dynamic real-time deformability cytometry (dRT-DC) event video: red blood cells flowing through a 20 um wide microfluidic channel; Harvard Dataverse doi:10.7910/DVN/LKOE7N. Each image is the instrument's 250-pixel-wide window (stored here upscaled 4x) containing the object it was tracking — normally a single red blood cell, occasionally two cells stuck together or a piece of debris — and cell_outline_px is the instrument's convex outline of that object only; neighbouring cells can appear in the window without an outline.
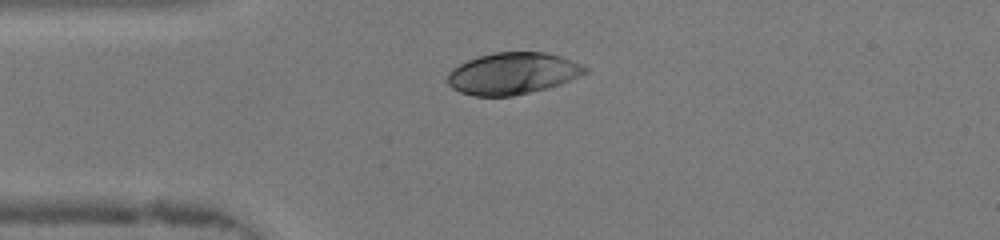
{"species": "human", "species_latin": "Homo sapiens", "temperature_condition": "warm", "stored_images_in_passage": 46, "camera_frame_rate_fps": 3000, "um_per_image_px": 0.085, "donor": {"sex": "female"}, "frame": {"image": 1, "passage_image": 11, "time_ms": 3.333, "image_size_px": [1000, 240], "cell_outline_px": [[588, 72], [580, 76], [560, 84], [548, 88], [512, 96], [472, 96], [460, 92], [452, 88], [448, 84], [448, 72], [452, 68], [468, 60], [480, 56], [496, 52], [544, 52], [560, 56], [580, 64], [588, 68]], "centroid_in_image_um": [43.57, 6.25], "position_along_channel_um": 41.4, "area_um2": 33.35}}
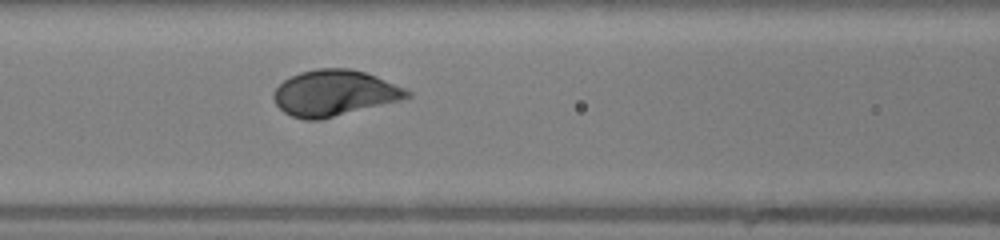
{"frame": {"image": 2, "passage_image": 19, "time_ms": 6.0, "image_size_px": [1000, 240], "cell_outline_px": [[412, 96], [400, 100], [320, 120], [304, 120], [292, 116], [284, 112], [276, 104], [272, 96], [272, 92], [284, 80], [300, 72], [316, 68], [348, 68], [364, 72], [376, 76], [404, 88], [412, 92]], "centroid_in_image_um": [28.4, 7.91], "position_along_channel_um": 138.2, "area_um2": 35.55}}
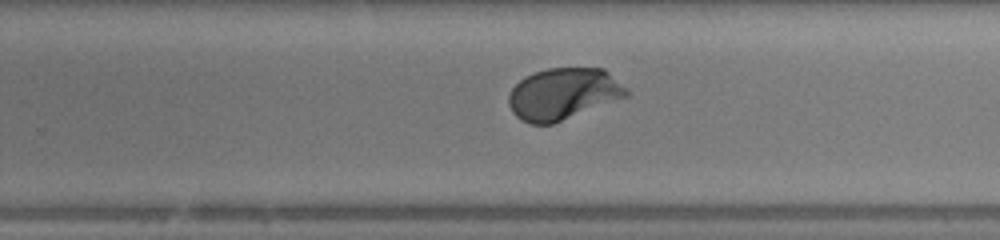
{"frame": {"image": 3, "passage_image": 29, "time_ms": 9.333, "image_size_px": [1000, 240], "cell_outline_px": [[632, 92], [628, 96], [552, 124], [532, 124], [520, 120], [512, 112], [508, 104], [508, 96], [512, 88], [524, 76], [548, 68], [604, 68], [628, 88]], "centroid_in_image_um": [47.89, 7.97], "position_along_channel_um": 281.9, "area_um2": 35.55}, "authors_computed_cell_mechanics": {"area_um2": 35.4025, "velocity_mm_per_s": 4.3277, "shape_relaxation_time_tau1_ms": 2.0072, "shape_relaxation_time_tau2_ms": null, "deformation_change_tau1": 0.1452, "deformation_change_tau2": null}}